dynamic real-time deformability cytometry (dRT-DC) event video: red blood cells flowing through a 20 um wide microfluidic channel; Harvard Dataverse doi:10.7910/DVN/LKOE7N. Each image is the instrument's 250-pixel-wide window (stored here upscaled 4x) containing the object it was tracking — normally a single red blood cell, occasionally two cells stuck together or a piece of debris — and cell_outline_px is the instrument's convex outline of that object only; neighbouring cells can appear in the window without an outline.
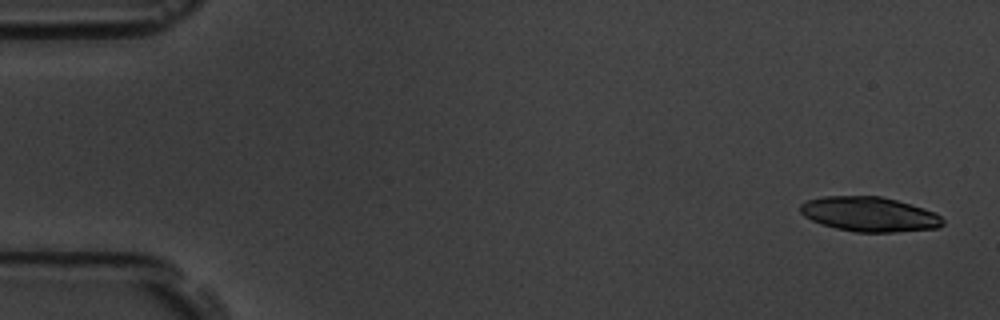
{"species": "common noctule bat (a hibernating species)", "species_latin": "Nyctalus noctula", "temperature_condition": "room temperature", "stored_images_in_passage": 6, "camera_frame_rate_fps": 3000, "um_per_image_px": 0.085, "animal": {"sex": "male", "body_mass_g": 19.5, "forearm_length_mm": 54.6}, "frame": {"image": 1, "passage_image": 1, "time_ms": 0.0, "image_size_px": [1000, 320], "cell_outline_px": [[944, 224], [936, 228], [896, 232], [856, 232], [836, 228], [820, 224], [804, 216], [800, 212], [800, 204], [808, 200], [824, 196], [880, 196], [896, 200], [924, 208], [936, 212], [944, 220]], "centroid_in_image_um": [73.9, 18.21], "position_along_channel_um": 11.1, "area_um2": 28.84}}